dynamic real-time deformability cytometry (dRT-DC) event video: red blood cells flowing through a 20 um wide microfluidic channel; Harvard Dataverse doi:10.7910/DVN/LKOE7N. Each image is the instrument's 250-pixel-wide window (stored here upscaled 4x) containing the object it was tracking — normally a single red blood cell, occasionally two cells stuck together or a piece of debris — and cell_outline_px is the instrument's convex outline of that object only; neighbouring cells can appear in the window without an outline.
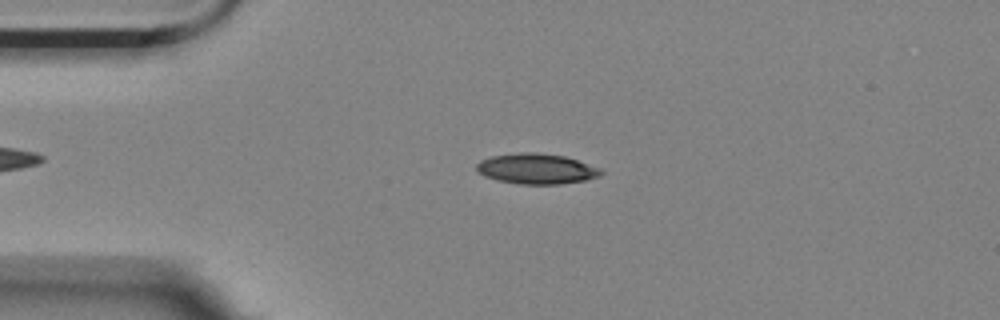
{"species": "Egyptian fruit bat (a non-hibernating species)", "species_latin": "Rousettus aegyptiacus", "temperature_condition": "room temperature", "stored_images_in_passage": 56, "camera_frame_rate_fps": 3000, "um_per_image_px": 0.085, "animal": {"sex": "female"}, "frame": {"image": 1, "passage_image": 12, "time_ms": 3.667, "image_size_px": [1000, 320], "cell_outline_px": [[604, 172], [600, 176], [584, 180], [560, 184], [520, 184], [500, 180], [484, 176], [476, 168], [476, 164], [480, 160], [492, 156], [520, 152], [536, 152], [564, 156], [600, 168]], "centroid_in_image_um": [45.6, 14.34], "position_along_channel_um": 39.4, "area_um2": 21.85}}
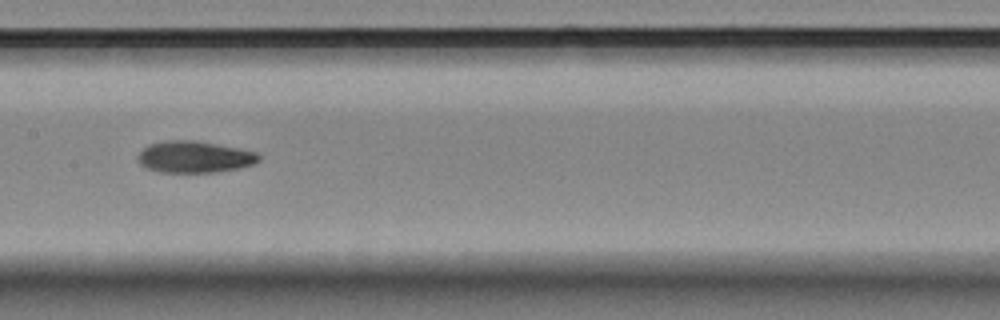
{"frame": {"image": 2, "passage_image": 27, "time_ms": 8.667, "image_size_px": [1000, 320], "cell_outline_px": [[260, 160], [256, 164], [240, 168], [216, 172], [160, 172], [144, 168], [136, 160], [136, 156], [148, 144], [164, 140], [192, 140], [240, 148], [256, 152], [260, 156]], "centroid_in_image_um": [16.51, 13.34], "position_along_channel_um": 190.9, "area_um2": 22.6}}
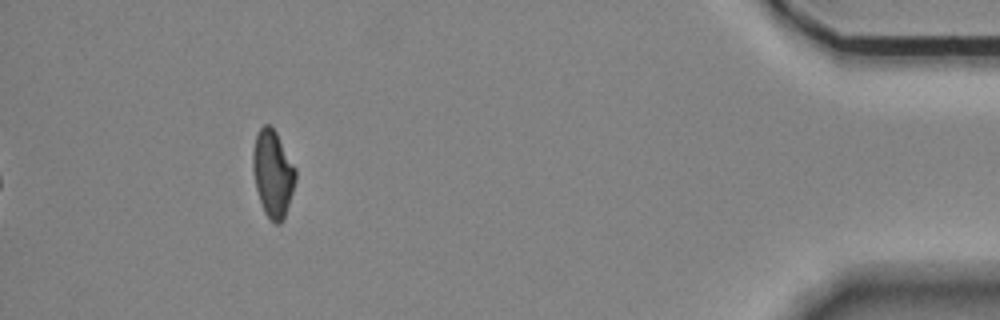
{"frame": {"image": 3, "passage_image": 51, "time_ms": 16.667, "image_size_px": [1000, 320], "cell_outline_px": [[296, 180], [284, 220], [280, 224], [276, 224], [264, 212], [256, 188], [252, 172], [252, 152], [256, 136], [260, 128], [264, 124], [268, 124], [276, 132], [296, 168]], "centroid_in_image_um": [23.19, 14.76], "position_along_channel_um": 412.0, "area_um2": 21.62}, "authors_computed_cell_mechanics": {"area_um2": 21.8484, "velocity_mm_per_s": 3.5137, "shape_relaxation_time_tau1_ms": 7.0841, "shape_relaxation_time_tau2_ms": 3.429, "deformation_change_tau1": 0.178, "deformation_change_tau2": 0.0897}}